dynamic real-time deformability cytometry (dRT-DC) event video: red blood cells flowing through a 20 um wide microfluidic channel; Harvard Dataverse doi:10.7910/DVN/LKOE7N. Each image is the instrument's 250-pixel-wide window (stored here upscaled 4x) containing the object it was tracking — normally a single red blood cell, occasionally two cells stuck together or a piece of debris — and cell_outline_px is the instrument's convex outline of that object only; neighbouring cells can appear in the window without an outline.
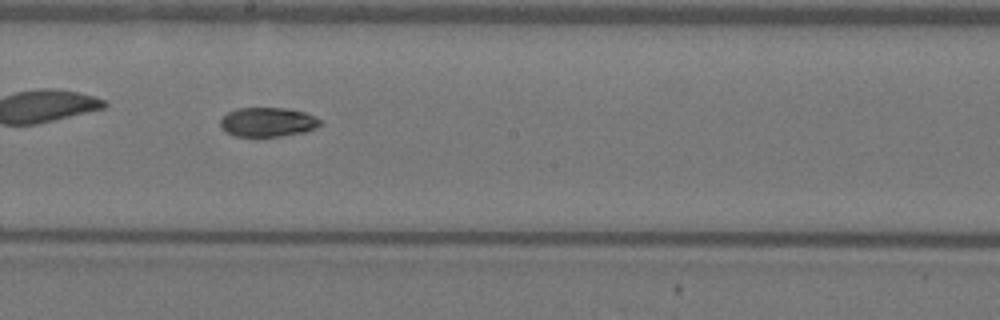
{"species": "Egyptian fruit bat (a non-hibernating species)", "species_latin": "Rousettus aegyptiacus", "temperature_condition": "warm", "stored_images_in_passage": 48, "camera_frame_rate_fps": 3000, "um_per_image_px": 0.085, "animal": {"sex": "female"}, "frame": {"image": 1, "passage_image": 28, "time_ms": 9.0, "image_size_px": [1000, 320], "cell_outline_px": [[324, 124], [316, 128], [304, 132], [280, 136], [236, 136], [228, 132], [220, 124], [220, 120], [228, 112], [240, 108], [284, 108], [304, 112], [316, 116]], "centroid_in_image_um": [22.81, 10.37], "position_along_channel_um": 225.4, "area_um2": 16.88}}
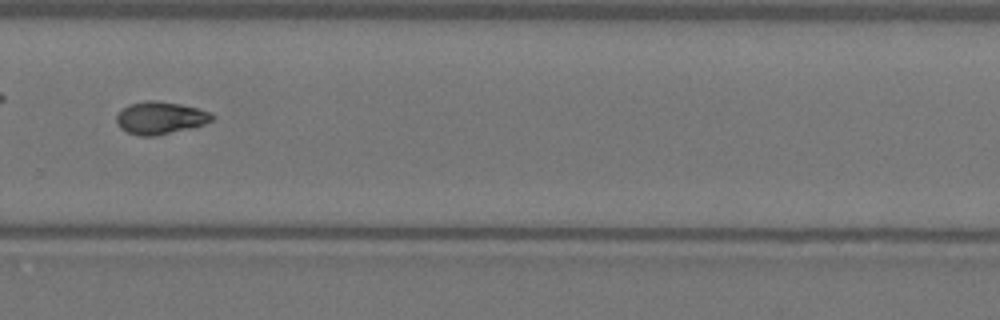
{"frame": {"image": 2, "passage_image": 35, "time_ms": 11.333, "image_size_px": [1000, 320], "cell_outline_px": [[216, 116], [212, 120], [204, 124], [192, 128], [156, 136], [140, 136], [128, 132], [120, 128], [116, 124], [116, 116], [128, 104], [144, 100], [156, 100], [180, 104], [196, 108], [208, 112]], "centroid_in_image_um": [13.61, 10.02], "position_along_channel_um": 316.2, "area_um2": 18.15}, "authors_computed_cell_mechanics": {"area_um2": 17.7735, "velocity_mm_per_s": 3.9071, "shape_relaxation_time_tau1_ms": 7.9168, "shape_relaxation_time_tau2_ms": null, "deformation_change_tau1": 0.1523, "deformation_change_tau2": null}}